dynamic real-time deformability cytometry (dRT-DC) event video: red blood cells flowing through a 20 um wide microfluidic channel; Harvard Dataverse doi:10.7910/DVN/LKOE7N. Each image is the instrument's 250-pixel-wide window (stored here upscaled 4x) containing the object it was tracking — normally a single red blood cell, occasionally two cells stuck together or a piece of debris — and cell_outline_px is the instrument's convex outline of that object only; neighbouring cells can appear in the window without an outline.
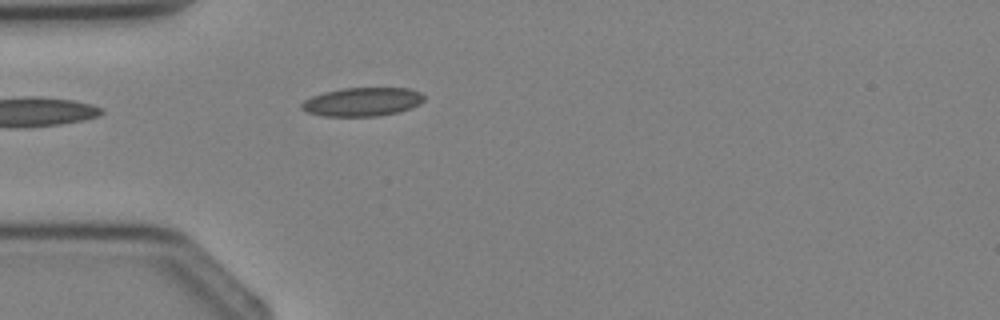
{"species": "Egyptian fruit bat (a non-hibernating species)", "species_latin": "Rousettus aegyptiacus", "temperature_condition": "cold", "stored_images_in_passage": 2, "camera_frame_rate_fps": 3000, "um_per_image_px": 0.085, "animal": {"sex": "female"}, "frame": {"image": 1, "passage_image": 2, "time_ms": 1.0, "image_size_px": [1000, 320], "cell_outline_px": [[424, 100], [420, 104], [412, 108], [400, 112], [376, 116], [324, 116], [308, 112], [300, 108], [300, 104], [304, 100], [312, 96], [324, 92], [344, 88], [408, 88], [420, 92], [424, 96]], "centroid_in_image_um": [30.81, 8.66], "position_along_channel_um": 54.2, "area_um2": 20.52}}